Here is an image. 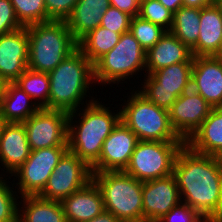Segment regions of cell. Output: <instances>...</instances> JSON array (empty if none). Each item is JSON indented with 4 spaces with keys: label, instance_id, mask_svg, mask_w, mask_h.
Returning a JSON list of instances; mask_svg holds the SVG:
<instances>
[{
    "label": "cell",
    "instance_id": "obj_8",
    "mask_svg": "<svg viewBox=\"0 0 222 222\" xmlns=\"http://www.w3.org/2000/svg\"><path fill=\"white\" fill-rule=\"evenodd\" d=\"M184 144L138 141L124 172L142 182L170 176L177 153Z\"/></svg>",
    "mask_w": 222,
    "mask_h": 222
},
{
    "label": "cell",
    "instance_id": "obj_7",
    "mask_svg": "<svg viewBox=\"0 0 222 222\" xmlns=\"http://www.w3.org/2000/svg\"><path fill=\"white\" fill-rule=\"evenodd\" d=\"M93 68L95 84H119L146 69V50L130 31L122 33L118 43Z\"/></svg>",
    "mask_w": 222,
    "mask_h": 222
},
{
    "label": "cell",
    "instance_id": "obj_37",
    "mask_svg": "<svg viewBox=\"0 0 222 222\" xmlns=\"http://www.w3.org/2000/svg\"><path fill=\"white\" fill-rule=\"evenodd\" d=\"M111 6L128 13L132 17L138 16L140 0H109Z\"/></svg>",
    "mask_w": 222,
    "mask_h": 222
},
{
    "label": "cell",
    "instance_id": "obj_19",
    "mask_svg": "<svg viewBox=\"0 0 222 222\" xmlns=\"http://www.w3.org/2000/svg\"><path fill=\"white\" fill-rule=\"evenodd\" d=\"M31 149L23 123H7L0 138V163L11 175L27 160Z\"/></svg>",
    "mask_w": 222,
    "mask_h": 222
},
{
    "label": "cell",
    "instance_id": "obj_13",
    "mask_svg": "<svg viewBox=\"0 0 222 222\" xmlns=\"http://www.w3.org/2000/svg\"><path fill=\"white\" fill-rule=\"evenodd\" d=\"M139 140L120 120L103 143L99 159L92 172L124 171Z\"/></svg>",
    "mask_w": 222,
    "mask_h": 222
},
{
    "label": "cell",
    "instance_id": "obj_45",
    "mask_svg": "<svg viewBox=\"0 0 222 222\" xmlns=\"http://www.w3.org/2000/svg\"><path fill=\"white\" fill-rule=\"evenodd\" d=\"M216 56L222 59V46H221V49H220V51L218 52V54Z\"/></svg>",
    "mask_w": 222,
    "mask_h": 222
},
{
    "label": "cell",
    "instance_id": "obj_18",
    "mask_svg": "<svg viewBox=\"0 0 222 222\" xmlns=\"http://www.w3.org/2000/svg\"><path fill=\"white\" fill-rule=\"evenodd\" d=\"M60 203L67 222L89 221L105 211L102 193L93 180Z\"/></svg>",
    "mask_w": 222,
    "mask_h": 222
},
{
    "label": "cell",
    "instance_id": "obj_5",
    "mask_svg": "<svg viewBox=\"0 0 222 222\" xmlns=\"http://www.w3.org/2000/svg\"><path fill=\"white\" fill-rule=\"evenodd\" d=\"M99 187L105 211L121 222L143 221V182L124 171L92 172Z\"/></svg>",
    "mask_w": 222,
    "mask_h": 222
},
{
    "label": "cell",
    "instance_id": "obj_39",
    "mask_svg": "<svg viewBox=\"0 0 222 222\" xmlns=\"http://www.w3.org/2000/svg\"><path fill=\"white\" fill-rule=\"evenodd\" d=\"M215 0H183V6L185 7H197L204 8L213 4Z\"/></svg>",
    "mask_w": 222,
    "mask_h": 222
},
{
    "label": "cell",
    "instance_id": "obj_16",
    "mask_svg": "<svg viewBox=\"0 0 222 222\" xmlns=\"http://www.w3.org/2000/svg\"><path fill=\"white\" fill-rule=\"evenodd\" d=\"M191 89L213 107H222V59L193 56Z\"/></svg>",
    "mask_w": 222,
    "mask_h": 222
},
{
    "label": "cell",
    "instance_id": "obj_29",
    "mask_svg": "<svg viewBox=\"0 0 222 222\" xmlns=\"http://www.w3.org/2000/svg\"><path fill=\"white\" fill-rule=\"evenodd\" d=\"M18 21L24 26L48 22L45 0H11Z\"/></svg>",
    "mask_w": 222,
    "mask_h": 222
},
{
    "label": "cell",
    "instance_id": "obj_38",
    "mask_svg": "<svg viewBox=\"0 0 222 222\" xmlns=\"http://www.w3.org/2000/svg\"><path fill=\"white\" fill-rule=\"evenodd\" d=\"M84 222H121V221L112 213L104 211L102 214L94 217L93 219Z\"/></svg>",
    "mask_w": 222,
    "mask_h": 222
},
{
    "label": "cell",
    "instance_id": "obj_30",
    "mask_svg": "<svg viewBox=\"0 0 222 222\" xmlns=\"http://www.w3.org/2000/svg\"><path fill=\"white\" fill-rule=\"evenodd\" d=\"M129 31L146 51L153 47L167 32L163 27L144 20L139 16L131 18Z\"/></svg>",
    "mask_w": 222,
    "mask_h": 222
},
{
    "label": "cell",
    "instance_id": "obj_42",
    "mask_svg": "<svg viewBox=\"0 0 222 222\" xmlns=\"http://www.w3.org/2000/svg\"><path fill=\"white\" fill-rule=\"evenodd\" d=\"M7 124V122L2 118L0 113V138L2 136L3 128Z\"/></svg>",
    "mask_w": 222,
    "mask_h": 222
},
{
    "label": "cell",
    "instance_id": "obj_10",
    "mask_svg": "<svg viewBox=\"0 0 222 222\" xmlns=\"http://www.w3.org/2000/svg\"><path fill=\"white\" fill-rule=\"evenodd\" d=\"M91 180V167L73 152L67 150L38 196L47 200L61 201L85 187Z\"/></svg>",
    "mask_w": 222,
    "mask_h": 222
},
{
    "label": "cell",
    "instance_id": "obj_6",
    "mask_svg": "<svg viewBox=\"0 0 222 222\" xmlns=\"http://www.w3.org/2000/svg\"><path fill=\"white\" fill-rule=\"evenodd\" d=\"M131 94L120 110V120L139 141L184 142L170 123L169 111L149 101L139 89Z\"/></svg>",
    "mask_w": 222,
    "mask_h": 222
},
{
    "label": "cell",
    "instance_id": "obj_28",
    "mask_svg": "<svg viewBox=\"0 0 222 222\" xmlns=\"http://www.w3.org/2000/svg\"><path fill=\"white\" fill-rule=\"evenodd\" d=\"M14 83L25 91L35 103L37 102L39 108L48 109L50 92L48 73L27 68Z\"/></svg>",
    "mask_w": 222,
    "mask_h": 222
},
{
    "label": "cell",
    "instance_id": "obj_40",
    "mask_svg": "<svg viewBox=\"0 0 222 222\" xmlns=\"http://www.w3.org/2000/svg\"><path fill=\"white\" fill-rule=\"evenodd\" d=\"M162 5H164L173 14L183 6V0H158Z\"/></svg>",
    "mask_w": 222,
    "mask_h": 222
},
{
    "label": "cell",
    "instance_id": "obj_21",
    "mask_svg": "<svg viewBox=\"0 0 222 222\" xmlns=\"http://www.w3.org/2000/svg\"><path fill=\"white\" fill-rule=\"evenodd\" d=\"M222 46V12L215 3L200 9V27L193 56L217 55Z\"/></svg>",
    "mask_w": 222,
    "mask_h": 222
},
{
    "label": "cell",
    "instance_id": "obj_20",
    "mask_svg": "<svg viewBox=\"0 0 222 222\" xmlns=\"http://www.w3.org/2000/svg\"><path fill=\"white\" fill-rule=\"evenodd\" d=\"M181 62H193L191 49L167 31L162 38L146 51V74Z\"/></svg>",
    "mask_w": 222,
    "mask_h": 222
},
{
    "label": "cell",
    "instance_id": "obj_25",
    "mask_svg": "<svg viewBox=\"0 0 222 222\" xmlns=\"http://www.w3.org/2000/svg\"><path fill=\"white\" fill-rule=\"evenodd\" d=\"M20 200L18 208L23 205L18 209V222H67L60 201L39 196H24Z\"/></svg>",
    "mask_w": 222,
    "mask_h": 222
},
{
    "label": "cell",
    "instance_id": "obj_43",
    "mask_svg": "<svg viewBox=\"0 0 222 222\" xmlns=\"http://www.w3.org/2000/svg\"><path fill=\"white\" fill-rule=\"evenodd\" d=\"M4 86H5V82L0 78V99L3 94Z\"/></svg>",
    "mask_w": 222,
    "mask_h": 222
},
{
    "label": "cell",
    "instance_id": "obj_35",
    "mask_svg": "<svg viewBox=\"0 0 222 222\" xmlns=\"http://www.w3.org/2000/svg\"><path fill=\"white\" fill-rule=\"evenodd\" d=\"M24 27L16 16L11 0H0V35L8 34Z\"/></svg>",
    "mask_w": 222,
    "mask_h": 222
},
{
    "label": "cell",
    "instance_id": "obj_26",
    "mask_svg": "<svg viewBox=\"0 0 222 222\" xmlns=\"http://www.w3.org/2000/svg\"><path fill=\"white\" fill-rule=\"evenodd\" d=\"M120 34L98 26L83 36L78 42V49L94 65L118 43Z\"/></svg>",
    "mask_w": 222,
    "mask_h": 222
},
{
    "label": "cell",
    "instance_id": "obj_24",
    "mask_svg": "<svg viewBox=\"0 0 222 222\" xmlns=\"http://www.w3.org/2000/svg\"><path fill=\"white\" fill-rule=\"evenodd\" d=\"M39 109L37 103L19 86L5 83L0 99V113L7 123H23Z\"/></svg>",
    "mask_w": 222,
    "mask_h": 222
},
{
    "label": "cell",
    "instance_id": "obj_14",
    "mask_svg": "<svg viewBox=\"0 0 222 222\" xmlns=\"http://www.w3.org/2000/svg\"><path fill=\"white\" fill-rule=\"evenodd\" d=\"M212 107L192 89L184 92L169 110L170 123L179 137L186 142L208 117Z\"/></svg>",
    "mask_w": 222,
    "mask_h": 222
},
{
    "label": "cell",
    "instance_id": "obj_12",
    "mask_svg": "<svg viewBox=\"0 0 222 222\" xmlns=\"http://www.w3.org/2000/svg\"><path fill=\"white\" fill-rule=\"evenodd\" d=\"M69 113L40 108L23 122L31 151L49 147H68Z\"/></svg>",
    "mask_w": 222,
    "mask_h": 222
},
{
    "label": "cell",
    "instance_id": "obj_11",
    "mask_svg": "<svg viewBox=\"0 0 222 222\" xmlns=\"http://www.w3.org/2000/svg\"><path fill=\"white\" fill-rule=\"evenodd\" d=\"M68 147H49L33 150L27 160L11 175L18 182L17 191L24 196H38L47 184L55 166Z\"/></svg>",
    "mask_w": 222,
    "mask_h": 222
},
{
    "label": "cell",
    "instance_id": "obj_22",
    "mask_svg": "<svg viewBox=\"0 0 222 222\" xmlns=\"http://www.w3.org/2000/svg\"><path fill=\"white\" fill-rule=\"evenodd\" d=\"M110 6L109 0H78L65 20L73 38L78 42L101 24L103 14Z\"/></svg>",
    "mask_w": 222,
    "mask_h": 222
},
{
    "label": "cell",
    "instance_id": "obj_27",
    "mask_svg": "<svg viewBox=\"0 0 222 222\" xmlns=\"http://www.w3.org/2000/svg\"><path fill=\"white\" fill-rule=\"evenodd\" d=\"M199 27L200 8L181 6L173 14V22L169 32L192 49L198 42Z\"/></svg>",
    "mask_w": 222,
    "mask_h": 222
},
{
    "label": "cell",
    "instance_id": "obj_33",
    "mask_svg": "<svg viewBox=\"0 0 222 222\" xmlns=\"http://www.w3.org/2000/svg\"><path fill=\"white\" fill-rule=\"evenodd\" d=\"M131 18L128 13L110 5L103 14L100 26L121 35L130 30Z\"/></svg>",
    "mask_w": 222,
    "mask_h": 222
},
{
    "label": "cell",
    "instance_id": "obj_41",
    "mask_svg": "<svg viewBox=\"0 0 222 222\" xmlns=\"http://www.w3.org/2000/svg\"><path fill=\"white\" fill-rule=\"evenodd\" d=\"M219 168L222 170V149H220L216 154L213 155Z\"/></svg>",
    "mask_w": 222,
    "mask_h": 222
},
{
    "label": "cell",
    "instance_id": "obj_4",
    "mask_svg": "<svg viewBox=\"0 0 222 222\" xmlns=\"http://www.w3.org/2000/svg\"><path fill=\"white\" fill-rule=\"evenodd\" d=\"M26 29L29 37L27 68L31 70L49 73L78 48L65 21L31 24Z\"/></svg>",
    "mask_w": 222,
    "mask_h": 222
},
{
    "label": "cell",
    "instance_id": "obj_44",
    "mask_svg": "<svg viewBox=\"0 0 222 222\" xmlns=\"http://www.w3.org/2000/svg\"><path fill=\"white\" fill-rule=\"evenodd\" d=\"M214 3L222 12V0H215Z\"/></svg>",
    "mask_w": 222,
    "mask_h": 222
},
{
    "label": "cell",
    "instance_id": "obj_9",
    "mask_svg": "<svg viewBox=\"0 0 222 222\" xmlns=\"http://www.w3.org/2000/svg\"><path fill=\"white\" fill-rule=\"evenodd\" d=\"M193 62H181L144 74L140 93L159 108L170 110L184 92L191 90Z\"/></svg>",
    "mask_w": 222,
    "mask_h": 222
},
{
    "label": "cell",
    "instance_id": "obj_1",
    "mask_svg": "<svg viewBox=\"0 0 222 222\" xmlns=\"http://www.w3.org/2000/svg\"><path fill=\"white\" fill-rule=\"evenodd\" d=\"M173 175L182 203L208 222L222 220V170L214 156L194 152L184 144L177 153Z\"/></svg>",
    "mask_w": 222,
    "mask_h": 222
},
{
    "label": "cell",
    "instance_id": "obj_23",
    "mask_svg": "<svg viewBox=\"0 0 222 222\" xmlns=\"http://www.w3.org/2000/svg\"><path fill=\"white\" fill-rule=\"evenodd\" d=\"M185 144L194 152L209 156L222 149V107H213Z\"/></svg>",
    "mask_w": 222,
    "mask_h": 222
},
{
    "label": "cell",
    "instance_id": "obj_17",
    "mask_svg": "<svg viewBox=\"0 0 222 222\" xmlns=\"http://www.w3.org/2000/svg\"><path fill=\"white\" fill-rule=\"evenodd\" d=\"M29 37L26 27L0 35V78L14 83L27 69Z\"/></svg>",
    "mask_w": 222,
    "mask_h": 222
},
{
    "label": "cell",
    "instance_id": "obj_36",
    "mask_svg": "<svg viewBox=\"0 0 222 222\" xmlns=\"http://www.w3.org/2000/svg\"><path fill=\"white\" fill-rule=\"evenodd\" d=\"M78 0H45L48 21H65Z\"/></svg>",
    "mask_w": 222,
    "mask_h": 222
},
{
    "label": "cell",
    "instance_id": "obj_31",
    "mask_svg": "<svg viewBox=\"0 0 222 222\" xmlns=\"http://www.w3.org/2000/svg\"><path fill=\"white\" fill-rule=\"evenodd\" d=\"M138 16L163 27L167 31H170L173 22V13L158 0H141Z\"/></svg>",
    "mask_w": 222,
    "mask_h": 222
},
{
    "label": "cell",
    "instance_id": "obj_3",
    "mask_svg": "<svg viewBox=\"0 0 222 222\" xmlns=\"http://www.w3.org/2000/svg\"><path fill=\"white\" fill-rule=\"evenodd\" d=\"M50 92L48 109L74 112L84 104L89 85L94 82L91 61L77 48L48 73ZM88 91V92H87Z\"/></svg>",
    "mask_w": 222,
    "mask_h": 222
},
{
    "label": "cell",
    "instance_id": "obj_32",
    "mask_svg": "<svg viewBox=\"0 0 222 222\" xmlns=\"http://www.w3.org/2000/svg\"><path fill=\"white\" fill-rule=\"evenodd\" d=\"M1 174L0 176V222H18L17 191L10 186ZM13 189V190H12Z\"/></svg>",
    "mask_w": 222,
    "mask_h": 222
},
{
    "label": "cell",
    "instance_id": "obj_15",
    "mask_svg": "<svg viewBox=\"0 0 222 222\" xmlns=\"http://www.w3.org/2000/svg\"><path fill=\"white\" fill-rule=\"evenodd\" d=\"M143 221L157 222L181 203L174 175L143 182Z\"/></svg>",
    "mask_w": 222,
    "mask_h": 222
},
{
    "label": "cell",
    "instance_id": "obj_34",
    "mask_svg": "<svg viewBox=\"0 0 222 222\" xmlns=\"http://www.w3.org/2000/svg\"><path fill=\"white\" fill-rule=\"evenodd\" d=\"M157 222H208L187 204L180 203Z\"/></svg>",
    "mask_w": 222,
    "mask_h": 222
},
{
    "label": "cell",
    "instance_id": "obj_2",
    "mask_svg": "<svg viewBox=\"0 0 222 222\" xmlns=\"http://www.w3.org/2000/svg\"><path fill=\"white\" fill-rule=\"evenodd\" d=\"M85 103V109H81L83 112L69 113L67 144L69 151L91 167L99 159L104 141L119 123L120 111L112 113L110 107H105L95 98ZM76 115L81 116L79 121H75Z\"/></svg>",
    "mask_w": 222,
    "mask_h": 222
}]
</instances>
